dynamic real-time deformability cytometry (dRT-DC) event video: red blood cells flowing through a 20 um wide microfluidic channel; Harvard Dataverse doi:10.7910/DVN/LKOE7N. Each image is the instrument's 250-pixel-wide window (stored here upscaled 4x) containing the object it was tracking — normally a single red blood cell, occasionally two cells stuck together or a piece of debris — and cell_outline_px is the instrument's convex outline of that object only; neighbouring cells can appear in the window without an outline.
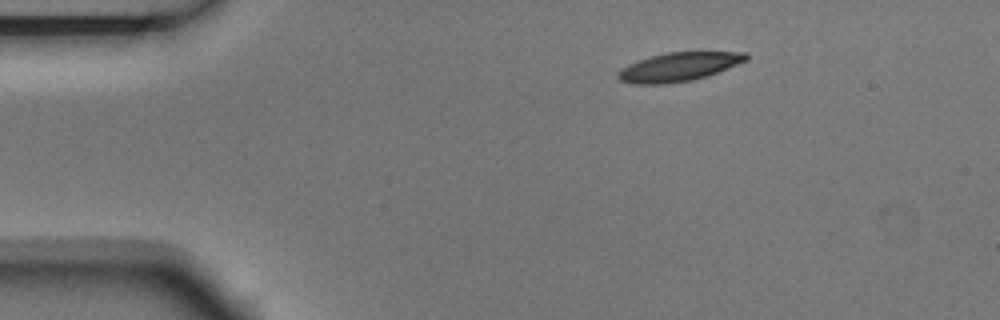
{"species": "Egyptian fruit bat (a non-hibernating species)", "species_latin": "Rousettus aegyptiacus", "temperature_condition": "room temperature", "stored_images_in_passage": 3, "camera_frame_rate_fps": 3000, "um_per_image_px": 0.085, "animal": {"sex": "male"}, "frame": {"image": 1, "passage_image": 1, "time_ms": 0.0, "image_size_px": [1000, 320], "cell_outline_px": [[748, 60], [708, 76], [692, 80], [668, 84], [632, 84], [620, 80], [616, 76], [616, 72], [628, 64], [652, 56], [668, 52], [700, 48], [748, 52]], "centroid_in_image_um": [57.81, 5.62], "position_along_channel_um": 27.2, "area_um2": 22.66}}
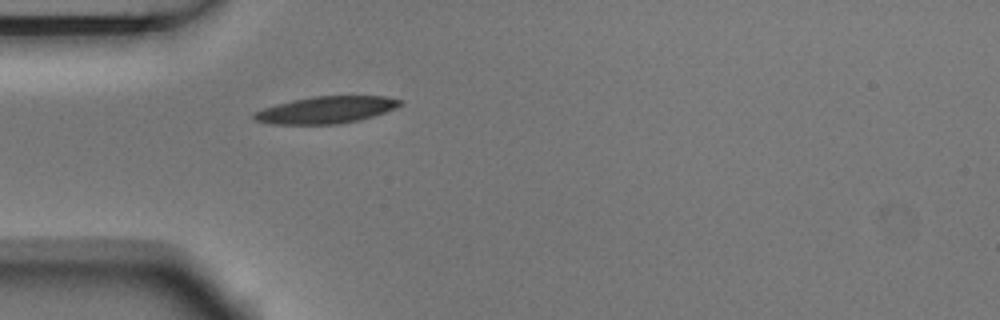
{"frame": {"image": 2, "passage_image": 3, "time_ms": 0.667, "image_size_px": [1000, 320], "cell_outline_px": [[404, 104], [396, 108], [372, 116], [356, 120], [336, 124], [272, 124], [252, 120], [252, 112], [276, 104], [292, 100], [312, 96], [384, 96], [404, 100]], "centroid_in_image_um": [27.69, 9.33], "position_along_channel_um": 57.3, "area_um2": 23.0}}